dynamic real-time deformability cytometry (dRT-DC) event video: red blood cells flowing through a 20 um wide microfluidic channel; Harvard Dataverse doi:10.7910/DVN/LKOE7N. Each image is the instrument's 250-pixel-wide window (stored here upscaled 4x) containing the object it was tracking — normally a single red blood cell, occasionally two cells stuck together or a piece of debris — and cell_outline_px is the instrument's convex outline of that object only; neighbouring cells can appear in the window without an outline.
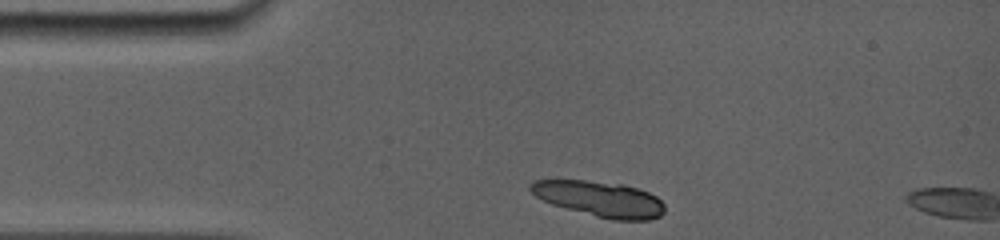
{"species": "common noctule bat (a hibernating species)", "species_latin": "Nyctalus noctula", "temperature_condition": "room temperature", "stored_images_in_passage": 3, "camera_frame_rate_fps": 5000, "um_per_image_px": 0.085, "animal": {"sex": "female", "body_mass_g": 19.0, "forearm_length_mm": 56.7}, "frame": {"image": 1, "passage_image": 1, "time_ms": 0.0, "image_size_px": [1000, 240], "cell_outline_px": [[664, 212], [660, 216], [648, 220], [612, 220], [596, 216], [552, 204], [536, 196], [528, 188], [528, 184], [532, 180], [584, 180], [624, 184], [648, 192], [656, 196], [664, 204]], "centroid_in_image_um": [50.98, 16.9], "position_along_channel_um": 34.0, "area_um2": 27.63}}